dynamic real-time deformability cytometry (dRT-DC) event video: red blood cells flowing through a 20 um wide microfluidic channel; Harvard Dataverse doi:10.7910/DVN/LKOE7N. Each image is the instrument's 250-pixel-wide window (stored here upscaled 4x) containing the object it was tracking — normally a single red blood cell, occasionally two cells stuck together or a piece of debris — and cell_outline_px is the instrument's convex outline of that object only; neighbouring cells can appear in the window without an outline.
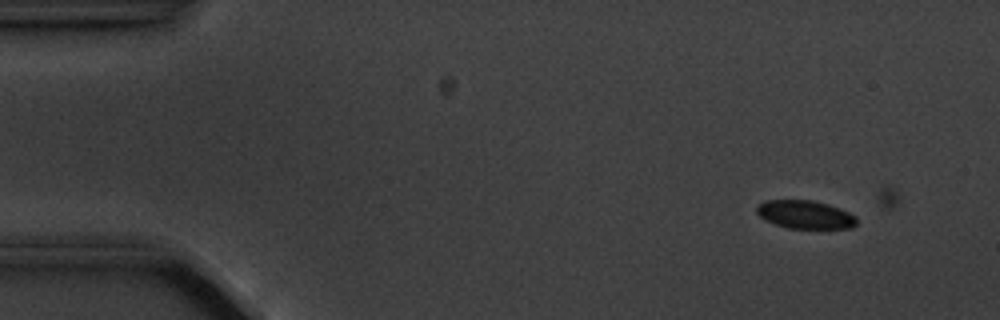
{"species": "common noctule bat (a hibernating species)", "species_latin": "Nyctalus noctula", "temperature_condition": "cold", "stored_images_in_passage": 3, "camera_frame_rate_fps": 3000, "um_per_image_px": 0.085, "animal": {"sex": "male", "body_mass_g": 20.1, "forearm_length_mm": 53.5}, "frame": {"image": 1, "passage_image": 1, "time_ms": 0.0, "image_size_px": [1000, 320], "cell_outline_px": [[856, 224], [852, 228], [788, 228], [764, 220], [756, 212], [756, 208], [764, 200], [812, 200], [828, 204], [848, 212], [856, 216]], "centroid_in_image_um": [68.43, 18.23], "position_along_channel_um": 16.6, "area_um2": 16.36}}